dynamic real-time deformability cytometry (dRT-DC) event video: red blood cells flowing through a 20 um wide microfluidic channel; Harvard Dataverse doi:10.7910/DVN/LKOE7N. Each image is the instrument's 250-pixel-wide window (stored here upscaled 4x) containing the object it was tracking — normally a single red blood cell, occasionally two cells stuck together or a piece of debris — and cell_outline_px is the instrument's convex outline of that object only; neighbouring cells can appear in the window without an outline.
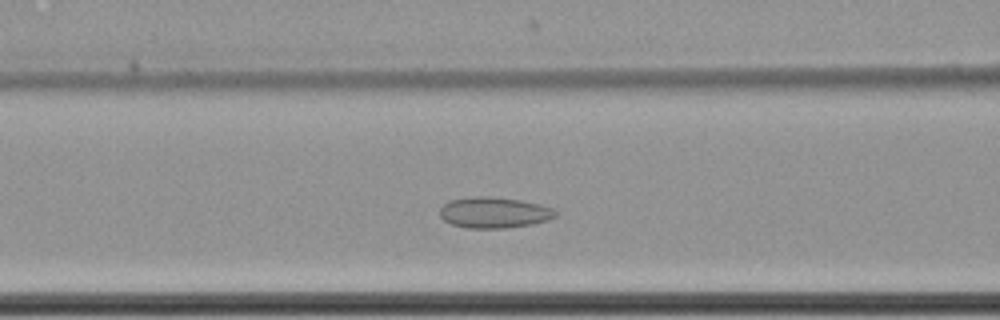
{"species": "common noctule bat (a hibernating species)", "species_latin": "Nyctalus noctula", "temperature_condition": "cold", "stored_images_in_passage": 51, "camera_frame_rate_fps": 3000, "um_per_image_px": 0.085, "animal": {"sex": "female", "body_mass_g": 22.7, "forearm_length_mm": 54.2}, "frame": {"image": 1, "passage_image": 17, "time_ms": 5.333, "image_size_px": [1000, 320], "cell_outline_px": [[556, 216], [548, 220], [532, 224], [504, 228], [468, 228], [452, 224], [444, 220], [440, 216], [440, 208], [448, 200], [472, 196], [488, 196], [520, 200], [540, 204], [552, 208], [556, 212]], "centroid_in_image_um": [41.98, 18.06], "position_along_channel_um": 124.6, "area_um2": 20.87}}
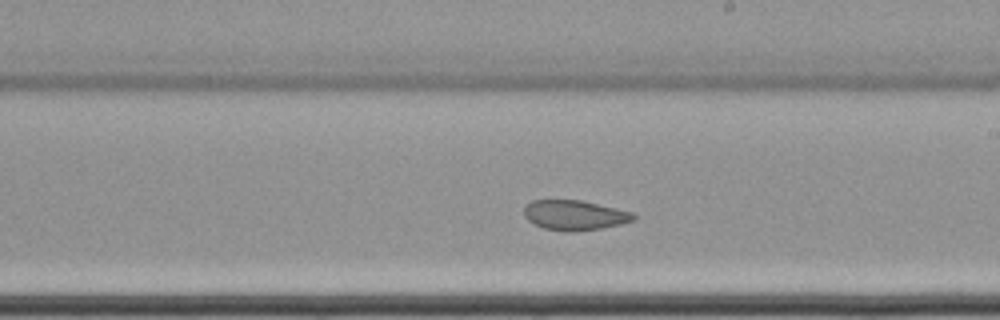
{"frame": {"image": 2, "passage_image": 27, "time_ms": 8.667, "image_size_px": [1000, 320], "cell_outline_px": [[636, 220], [620, 224], [600, 228], [572, 232], [564, 232], [544, 228], [528, 220], [524, 216], [524, 204], [532, 200], [580, 200], [616, 208], [632, 212], [636, 216]], "centroid_in_image_um": [48.82, 18.29], "position_along_channel_um": 240.2, "area_um2": 19.13}}
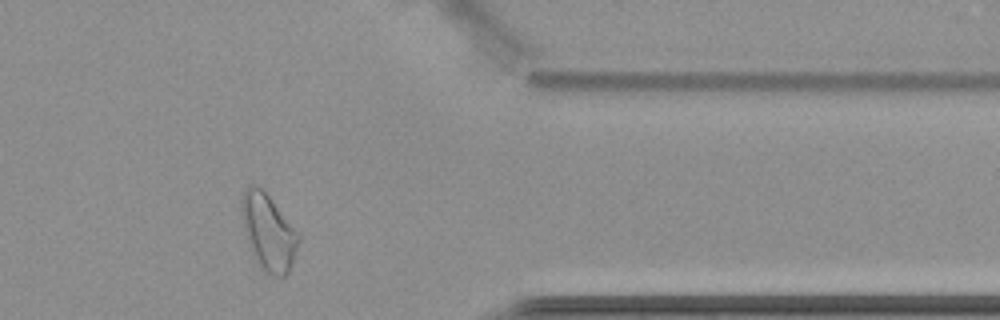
{"frame": {"image": 3, "passage_image": 41, "time_ms": 13.333, "image_size_px": [1000, 320], "cell_outline_px": [[300, 240], [292, 264], [288, 272], [284, 276], [272, 276], [264, 272], [260, 268], [252, 252], [244, 228], [240, 208], [240, 200], [248, 184], [256, 184], [268, 196], [300, 236]], "centroid_in_image_um": [22.79, 19.75], "position_along_channel_um": 388.6, "area_um2": 24.85}, "authors_computed_cell_mechanics": {"area_um2": 21.8484, "velocity_mm_per_s": 3.4732, "shape_relaxation_time_tau1_ms": null, "shape_relaxation_time_tau2_ms": 2.9475, "deformation_change_tau1": null, "deformation_change_tau2": 0.074}}